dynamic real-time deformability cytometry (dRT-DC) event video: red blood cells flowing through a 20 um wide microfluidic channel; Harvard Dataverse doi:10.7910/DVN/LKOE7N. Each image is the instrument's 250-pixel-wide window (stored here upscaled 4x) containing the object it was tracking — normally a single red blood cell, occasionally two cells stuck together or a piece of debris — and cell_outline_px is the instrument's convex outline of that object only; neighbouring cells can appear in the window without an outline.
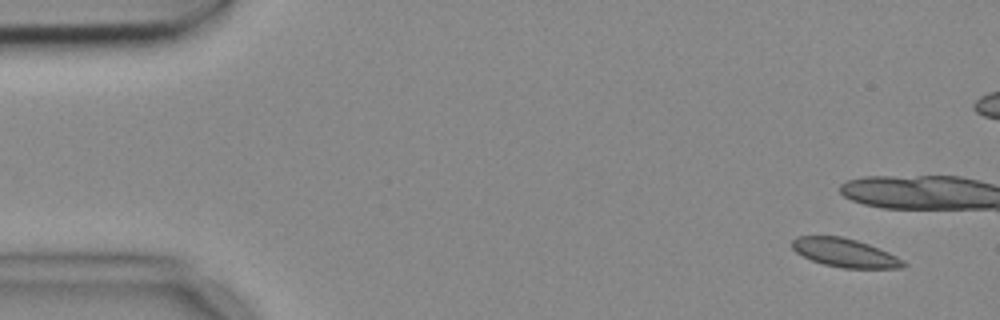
{"species": "common noctule bat (a hibernating species)", "species_latin": "Nyctalus noctula", "temperature_condition": "cold", "stored_images_in_passage": 5, "camera_frame_rate_fps": 3000, "um_per_image_px": 0.085, "animal": {"sex": "female", "body_mass_g": 18.4}, "frame": {"image": 1, "passage_image": 1, "time_ms": 0.0, "image_size_px": [1000, 320], "cell_outline_px": [[908, 264], [904, 268], [844, 268], [824, 264], [812, 260], [796, 252], [792, 248], [792, 240], [796, 236], [840, 236], [856, 240], [868, 244], [888, 252], [904, 260]], "centroid_in_image_um": [71.83, 21.49], "position_along_channel_um": 13.2, "area_um2": 18.44}}